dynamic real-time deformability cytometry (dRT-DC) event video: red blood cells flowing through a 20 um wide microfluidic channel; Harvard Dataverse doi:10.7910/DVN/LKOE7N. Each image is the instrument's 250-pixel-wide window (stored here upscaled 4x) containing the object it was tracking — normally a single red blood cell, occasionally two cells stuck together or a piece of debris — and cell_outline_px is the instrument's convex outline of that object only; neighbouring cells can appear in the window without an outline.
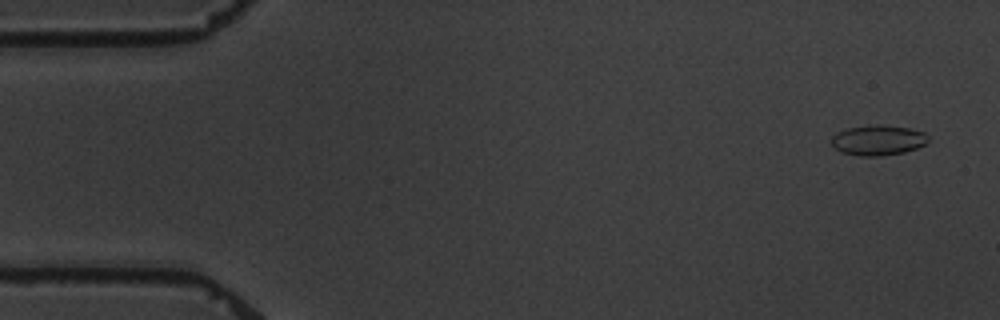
{"species": "common noctule bat (a hibernating species)", "species_latin": "Nyctalus noctula", "temperature_condition": "warm", "stored_images_in_passage": 4, "camera_frame_rate_fps": 3000, "um_per_image_px": 0.085, "animal": {"sex": "male", "body_mass_g": 19.5, "forearm_length_mm": 54.6}, "frame": {"image": 1, "passage_image": 1, "time_ms": 0.0, "image_size_px": [1000, 320], "cell_outline_px": [[928, 140], [924, 144], [916, 148], [904, 152], [880, 156], [860, 156], [840, 152], [832, 144], [832, 136], [836, 132], [848, 128], [876, 124], [880, 124], [908, 128], [924, 132], [928, 136]], "centroid_in_image_um": [74.61, 11.91], "position_along_channel_um": 10.4, "area_um2": 16.99}}